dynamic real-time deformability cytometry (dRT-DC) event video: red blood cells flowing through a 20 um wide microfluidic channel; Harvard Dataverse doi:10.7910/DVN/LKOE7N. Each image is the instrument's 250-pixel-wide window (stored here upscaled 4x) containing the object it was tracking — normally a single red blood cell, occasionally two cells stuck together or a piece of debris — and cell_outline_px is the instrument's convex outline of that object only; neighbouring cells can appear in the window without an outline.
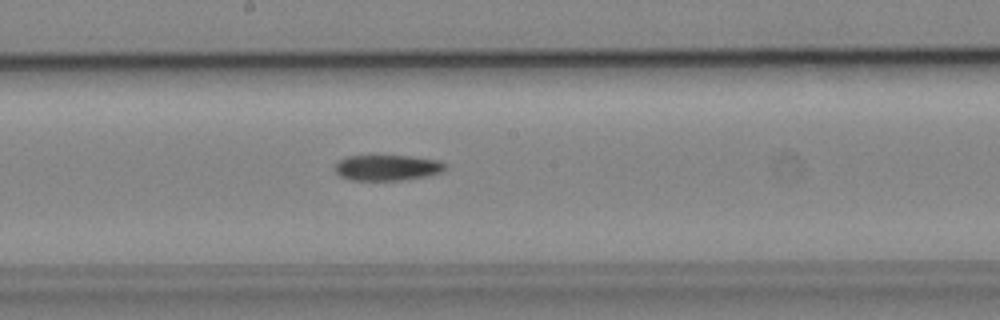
{"species": "common noctule bat (a hibernating species)", "species_latin": "Nyctalus noctula", "temperature_condition": "cold", "stored_images_in_passage": 27, "camera_frame_rate_fps": 3000, "um_per_image_px": 0.085, "animal": {"sex": "male", "body_mass_g": 19.2, "forearm_length_mm": 51.8}, "frame": {"image": 1, "passage_image": 12, "time_ms": 3.667, "image_size_px": [1000, 320], "cell_outline_px": [[448, 168], [440, 172], [424, 176], [400, 180], [352, 180], [340, 176], [336, 172], [336, 164], [340, 160], [348, 156], [408, 156], [440, 160]], "centroid_in_image_um": [32.92, 14.25], "position_along_channel_um": 215.3, "area_um2": 16.24}}
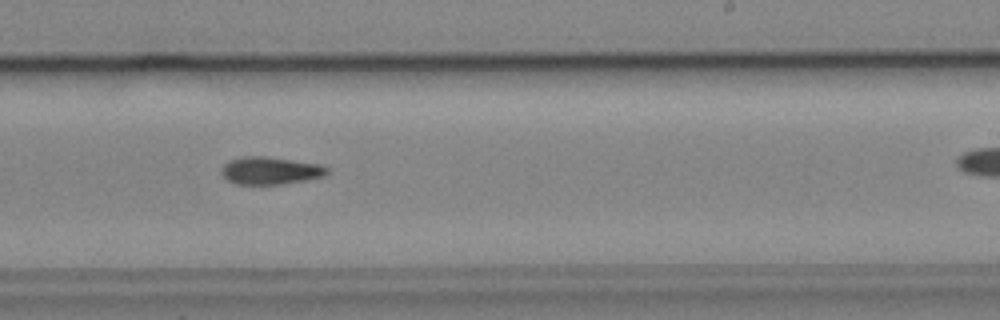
{"frame": {"image": 2, "passage_image": 16, "time_ms": 5.0, "image_size_px": [1000, 320], "cell_outline_px": [[328, 172], [324, 176], [284, 184], [236, 184], [228, 180], [220, 172], [220, 168], [228, 160], [240, 156], [264, 156], [320, 164], [328, 168]], "centroid_in_image_um": [22.93, 14.49], "position_along_channel_um": 266.1, "area_um2": 16.99}}